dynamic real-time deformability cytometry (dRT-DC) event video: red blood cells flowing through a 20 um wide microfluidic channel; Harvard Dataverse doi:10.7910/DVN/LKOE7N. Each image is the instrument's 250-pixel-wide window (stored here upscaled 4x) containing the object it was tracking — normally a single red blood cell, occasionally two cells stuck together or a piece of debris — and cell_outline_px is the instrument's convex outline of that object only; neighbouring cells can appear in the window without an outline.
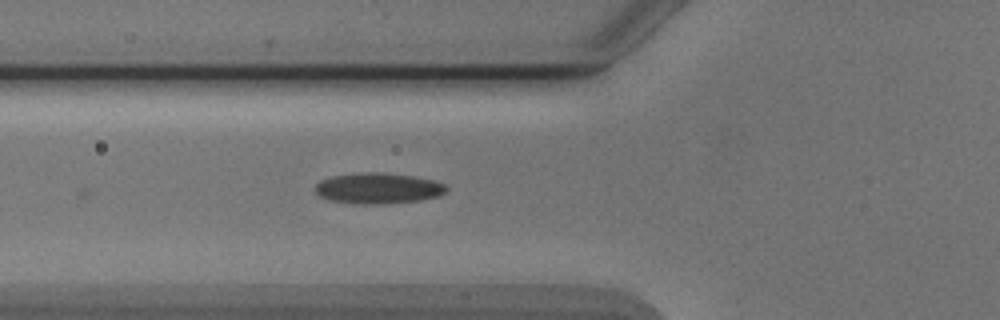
{"species": "Egyptian fruit bat (a non-hibernating species)", "species_latin": "Rousettus aegyptiacus", "temperature_condition": "cold", "stored_images_in_passage": 3, "camera_frame_rate_fps": 3000, "um_per_image_px": 0.085, "animal": {"sex": "male"}, "frame": {"image": 1, "passage_image": 3, "time_ms": 2.333, "image_size_px": [1000, 320], "cell_outline_px": [[448, 188], [440, 196], [420, 200], [388, 204], [352, 204], [332, 200], [320, 196], [316, 192], [316, 184], [320, 180], [332, 176], [360, 172], [380, 172], [412, 176], [432, 180], [444, 184]], "centroid_in_image_um": [32.14, 16.01], "position_along_channel_um": 93.7, "area_um2": 23.58}}